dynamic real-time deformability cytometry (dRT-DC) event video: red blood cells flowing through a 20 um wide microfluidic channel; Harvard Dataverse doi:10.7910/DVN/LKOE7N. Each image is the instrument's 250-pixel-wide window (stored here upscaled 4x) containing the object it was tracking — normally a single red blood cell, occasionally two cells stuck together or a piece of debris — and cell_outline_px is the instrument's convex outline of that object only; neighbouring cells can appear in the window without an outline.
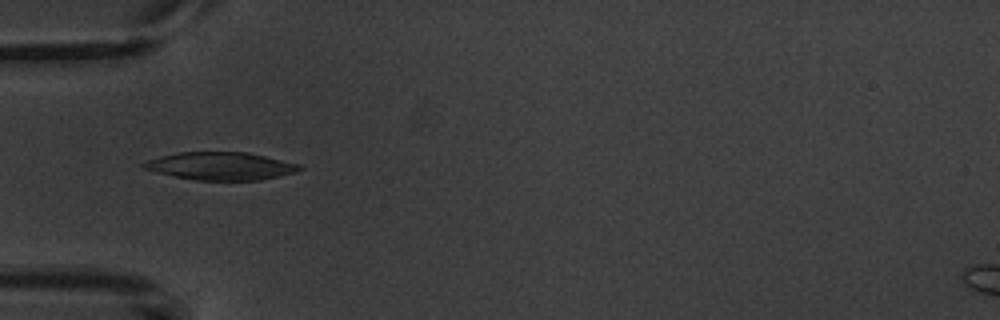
{"species": "common noctule bat (a hibernating species)", "species_latin": "Nyctalus noctula", "temperature_condition": "warm", "stored_images_in_passage": 6, "camera_frame_rate_fps": 3000, "um_per_image_px": 0.085, "animal": {"sex": "male", "body_mass_g": 20.1, "forearm_length_mm": 53.5}, "frame": {"image": 1, "passage_image": 4, "time_ms": 4.667, "image_size_px": [1000, 320], "cell_outline_px": [[304, 168], [296, 172], [260, 180], [196, 180], [156, 172], [144, 168], [140, 164], [148, 160], [160, 156], [180, 152], [248, 152], [304, 164]], "centroid_in_image_um": [18.83, 14.1], "position_along_channel_um": 66.2, "area_um2": 25.32}}
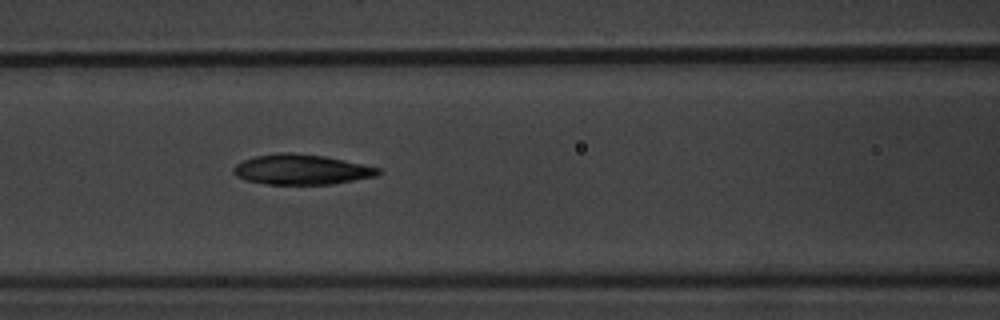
{"frame": {"image": 2, "passage_image": 6, "time_ms": 6.667, "image_size_px": [1000, 320], "cell_outline_px": [[384, 172], [376, 176], [332, 184], [268, 184], [244, 180], [236, 176], [232, 172], [232, 168], [236, 164], [244, 160], [256, 156], [280, 152], [288, 152], [324, 156], [380, 168]], "centroid_in_image_um": [25.61, 14.41], "position_along_channel_um": 141.0, "area_um2": 25.37}}